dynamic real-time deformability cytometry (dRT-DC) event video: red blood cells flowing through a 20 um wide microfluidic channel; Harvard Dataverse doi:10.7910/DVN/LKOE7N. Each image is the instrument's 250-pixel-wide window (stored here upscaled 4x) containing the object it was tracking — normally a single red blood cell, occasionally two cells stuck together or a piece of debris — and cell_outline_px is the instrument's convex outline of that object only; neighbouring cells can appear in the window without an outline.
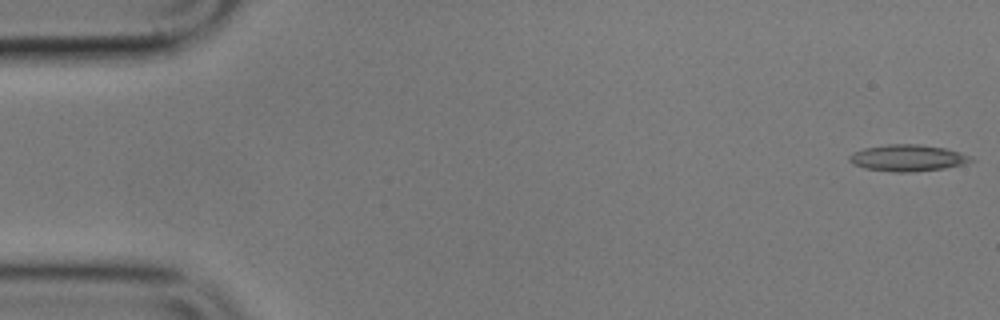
{"species": "common noctule bat (a hibernating species)", "species_latin": "Nyctalus noctula", "temperature_condition": "cold", "stored_images_in_passage": 14, "camera_frame_rate_fps": 3000, "um_per_image_px": 0.085, "animal": {"sex": "male", "body_mass_g": 17.9}, "frame": {"image": 1, "passage_image": 1, "time_ms": 0.0, "image_size_px": [1000, 320], "cell_outline_px": [[976, 160], [964, 164], [944, 168], [912, 172], [892, 172], [864, 168], [852, 164], [848, 160], [848, 156], [852, 152], [864, 148], [888, 144], [920, 144], [944, 148], [960, 152], [972, 156]], "centroid_in_image_um": [77.14, 13.42], "position_along_channel_um": 7.9, "area_um2": 19.02}}
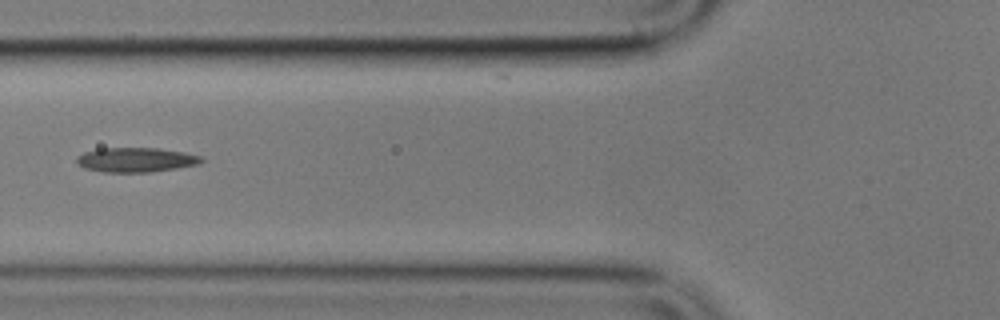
{"frame": {"image": 2, "passage_image": 6, "time_ms": 6.667, "image_size_px": [1000, 320], "cell_outline_px": [[204, 160], [200, 164], [152, 172], [104, 172], [84, 168], [76, 164], [76, 156], [84, 152], [100, 148], [156, 148], [184, 152], [200, 156]], "centroid_in_image_um": [11.52, 13.59], "position_along_channel_um": 114.3, "area_um2": 17.92}}
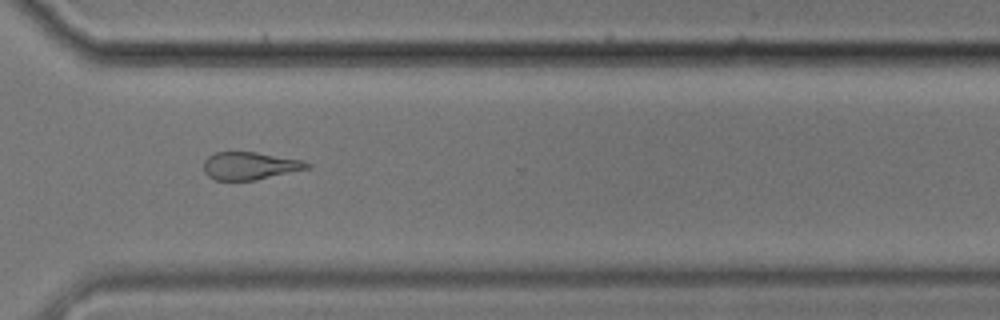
{"frame": {"image": 3, "passage_image": 12, "time_ms": 13.333, "image_size_px": [1000, 320], "cell_outline_px": [[312, 168], [256, 180], [216, 180], [208, 176], [204, 172], [204, 160], [208, 156], [216, 152], [256, 152], [304, 160], [312, 164]], "centroid_in_image_um": [21.29, 14.09], "position_along_channel_um": 349.3, "area_um2": 16.88}, "authors_computed_cell_mechanics": {"area_um2": 17.8602, "velocity_mm_per_s": 3.5247, "shape_relaxation_time_tau1_ms": 3.2272, "shape_relaxation_time_tau2_ms": 2.6029, "deformation_change_tau1": 0.0998, "deformation_change_tau2": 0.0991}}